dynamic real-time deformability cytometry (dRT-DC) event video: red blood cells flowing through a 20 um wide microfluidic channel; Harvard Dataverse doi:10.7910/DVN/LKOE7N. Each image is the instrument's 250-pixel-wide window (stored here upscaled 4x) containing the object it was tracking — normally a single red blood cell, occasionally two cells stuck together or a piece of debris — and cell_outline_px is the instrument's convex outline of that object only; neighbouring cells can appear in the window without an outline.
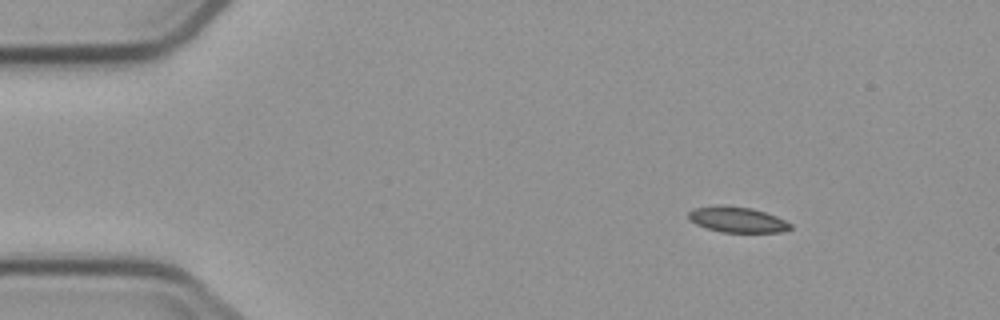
{"species": "common noctule bat (a hibernating species)", "species_latin": "Nyctalus noctula", "temperature_condition": "cold", "stored_images_in_passage": 9, "camera_frame_rate_fps": 3000, "um_per_image_px": 0.085, "animal": {"sex": "male", "body_mass_g": 23.1, "forearm_length_mm": 52.7}, "frame": {"image": 1, "passage_image": 1, "time_ms": 0.0, "image_size_px": [1000, 320], "cell_outline_px": [[792, 228], [780, 232], [720, 232], [696, 224], [688, 216], [688, 212], [692, 208], [716, 204], [724, 204], [752, 208], [776, 216], [792, 224]], "centroid_in_image_um": [62.64, 18.64], "position_along_channel_um": 22.4, "area_um2": 15.32}}
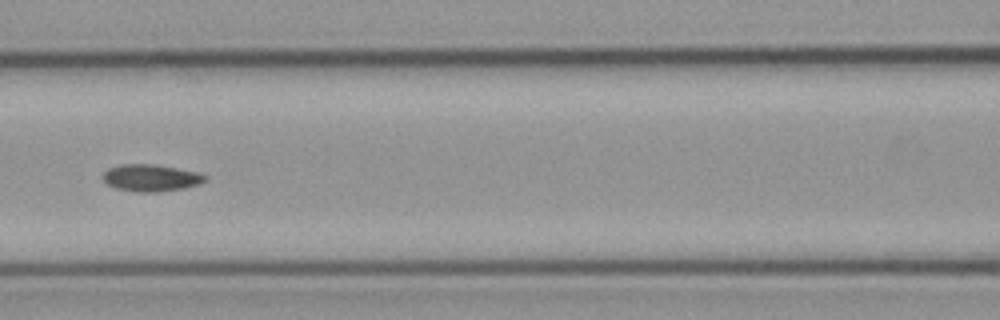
{"frame": {"image": 2, "passage_image": 6, "time_ms": 5.667, "image_size_px": [1000, 320], "cell_outline_px": [[208, 180], [200, 184], [184, 188], [156, 192], [140, 192], [116, 188], [108, 184], [100, 176], [108, 168], [120, 164], [152, 164], [176, 168], [196, 172], [208, 176]], "centroid_in_image_um": [12.83, 15.11], "position_along_channel_um": 153.8, "area_um2": 16.07}}
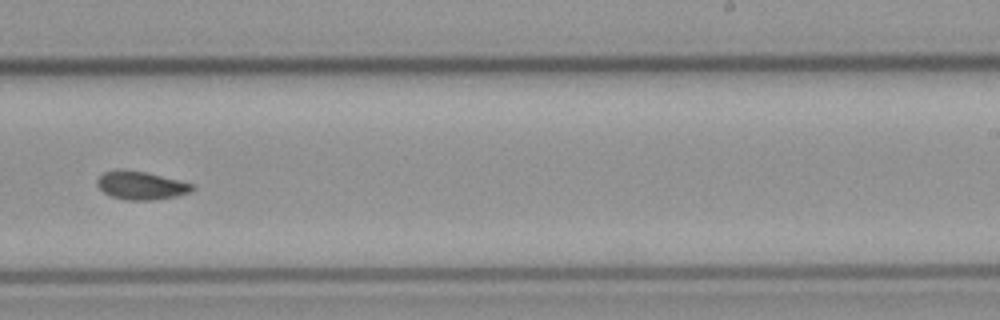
{"frame": {"image": 3, "passage_image": 9, "time_ms": 9.0, "image_size_px": [1000, 320], "cell_outline_px": [[196, 188], [188, 192], [176, 196], [156, 200], [128, 200], [112, 196], [104, 192], [96, 184], [96, 180], [104, 172], [144, 172], [192, 184]], "centroid_in_image_um": [12.0, 15.81], "position_along_channel_um": 277.0, "area_um2": 14.85}}